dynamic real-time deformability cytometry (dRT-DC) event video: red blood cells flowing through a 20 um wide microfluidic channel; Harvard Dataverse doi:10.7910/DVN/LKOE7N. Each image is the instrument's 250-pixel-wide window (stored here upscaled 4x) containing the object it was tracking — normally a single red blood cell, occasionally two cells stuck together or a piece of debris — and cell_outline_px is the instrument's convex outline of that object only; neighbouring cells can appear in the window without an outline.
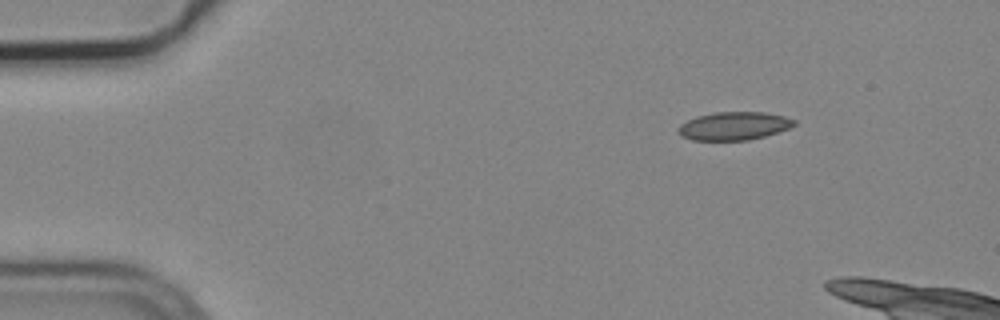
{"species": "common noctule bat (a hibernating species)", "species_latin": "Nyctalus noctula", "temperature_condition": "cold", "stored_images_in_passage": 4, "camera_frame_rate_fps": 3000, "um_per_image_px": 0.085, "animal": {"sex": "male", "body_mass_g": 19.2, "forearm_length_mm": 51.8}, "frame": {"image": 1, "passage_image": 1, "time_ms": 0.0, "image_size_px": [1000, 320], "cell_outline_px": [[796, 124], [788, 128], [764, 136], [748, 140], [692, 140], [680, 136], [676, 128], [680, 124], [696, 116], [716, 112], [764, 112], [784, 116], [796, 120]], "centroid_in_image_um": [62.35, 10.7], "position_along_channel_um": 22.7, "area_um2": 19.02}}